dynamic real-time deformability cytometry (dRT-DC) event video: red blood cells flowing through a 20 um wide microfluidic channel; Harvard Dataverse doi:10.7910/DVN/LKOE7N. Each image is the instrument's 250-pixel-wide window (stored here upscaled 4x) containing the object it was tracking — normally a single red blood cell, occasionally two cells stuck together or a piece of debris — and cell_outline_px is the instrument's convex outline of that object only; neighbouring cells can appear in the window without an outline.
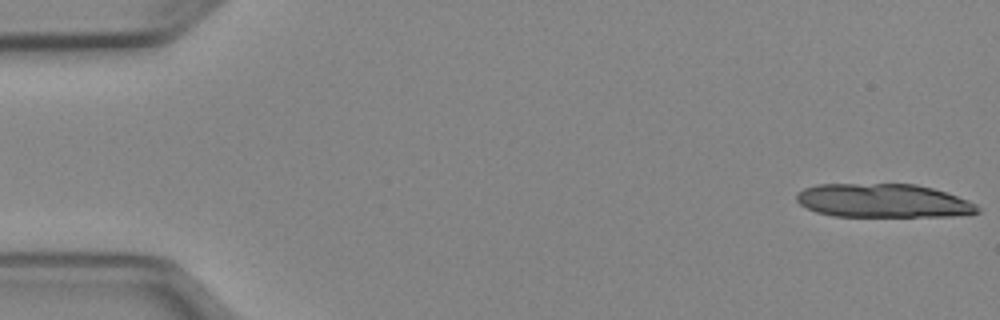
{"species": "Egyptian fruit bat (a non-hibernating species)", "species_latin": "Rousettus aegyptiacus", "temperature_condition": "cold", "stored_images_in_passage": 15, "camera_frame_rate_fps": 3000, "um_per_image_px": 0.085, "animal": {"sex": "female"}, "frame": {"image": 1, "passage_image": 1, "time_ms": 0.0, "image_size_px": [1000, 320], "cell_outline_px": [[980, 212], [952, 216], [832, 216], [816, 212], [800, 204], [796, 200], [796, 192], [804, 188], [816, 184], [916, 184], [932, 188], [968, 200], [976, 204], [980, 208]], "centroid_in_image_um": [75.03, 17.06], "position_along_channel_um": 10.0, "area_um2": 35.55}}